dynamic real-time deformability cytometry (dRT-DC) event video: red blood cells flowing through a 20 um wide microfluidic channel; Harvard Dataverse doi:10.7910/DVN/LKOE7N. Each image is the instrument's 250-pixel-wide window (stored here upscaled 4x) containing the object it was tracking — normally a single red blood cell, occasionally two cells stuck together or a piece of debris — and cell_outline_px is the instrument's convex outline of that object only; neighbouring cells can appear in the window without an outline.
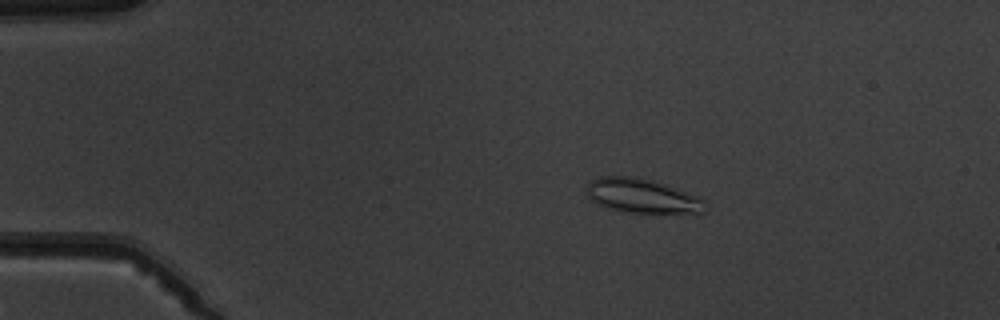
{"species": "common noctule bat (a hibernating species)", "species_latin": "Nyctalus noctula", "temperature_condition": "warm", "stored_images_in_passage": 7, "camera_frame_rate_fps": 3000, "um_per_image_px": 0.085, "animal": {"sex": "male", "body_mass_g": 19.5, "forearm_length_mm": 54.6}, "frame": {"image": 1, "passage_image": 4, "time_ms": 3.333, "image_size_px": [1000, 320], "cell_outline_px": [[704, 212], [628, 212], [608, 208], [596, 204], [588, 196], [588, 184], [592, 180], [600, 176], [632, 176], [652, 180], [696, 196], [704, 200]], "centroid_in_image_um": [54.51, 16.64], "position_along_channel_um": 30.5, "area_um2": 23.0}}
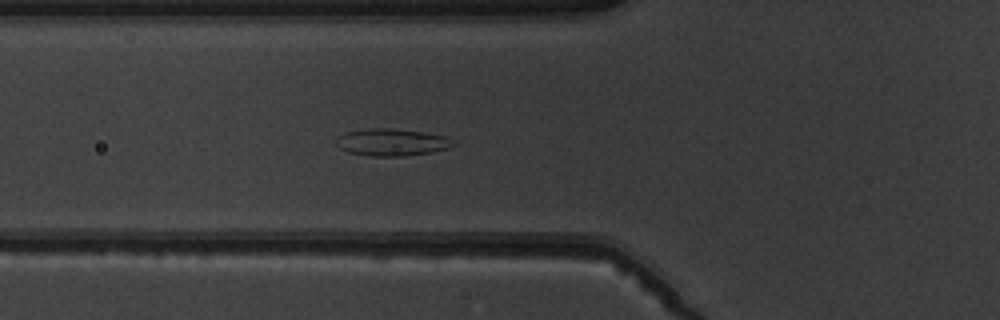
{"frame": {"image": 2, "passage_image": 7, "time_ms": 6.667, "image_size_px": [1000, 320], "cell_outline_px": [[456, 144], [448, 148], [432, 152], [404, 156], [372, 156], [348, 152], [340, 148], [336, 144], [336, 140], [340, 136], [348, 132], [368, 128], [392, 128], [424, 132], [444, 136]], "centroid_in_image_um": [33.3, 12.09], "position_along_channel_um": 92.5, "area_um2": 18.32}}